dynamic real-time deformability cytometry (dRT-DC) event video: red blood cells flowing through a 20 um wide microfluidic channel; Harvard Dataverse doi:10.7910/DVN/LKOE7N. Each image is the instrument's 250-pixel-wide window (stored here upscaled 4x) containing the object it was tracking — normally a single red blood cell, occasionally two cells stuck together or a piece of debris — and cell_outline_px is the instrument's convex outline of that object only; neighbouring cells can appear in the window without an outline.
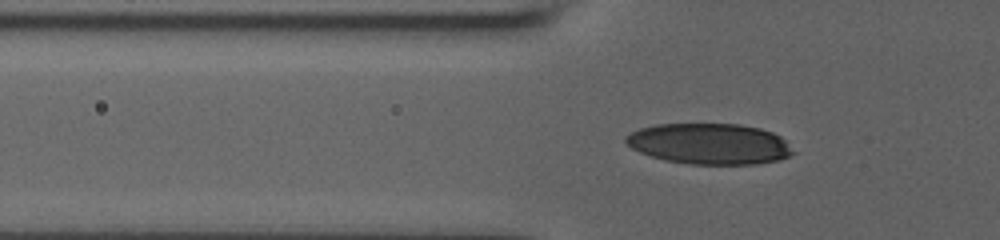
{"species": "human", "species_latin": "Homo sapiens", "temperature_condition": "room temperature", "stored_images_in_passage": 54, "camera_frame_rate_fps": 3000, "um_per_image_px": 0.085, "donor": {"sex": "male"}, "frame": {"image": 1, "passage_image": 22, "time_ms": 7.0, "image_size_px": [1000, 240], "cell_outline_px": [[796, 152], [780, 160], [756, 164], [688, 164], [664, 160], [640, 152], [632, 148], [624, 140], [624, 136], [640, 128], [656, 124], [740, 124], [760, 128], [772, 132], [780, 136]], "centroid_in_image_um": [60.31, 12.22], "position_along_channel_um": 65.5, "area_um2": 39.88}}
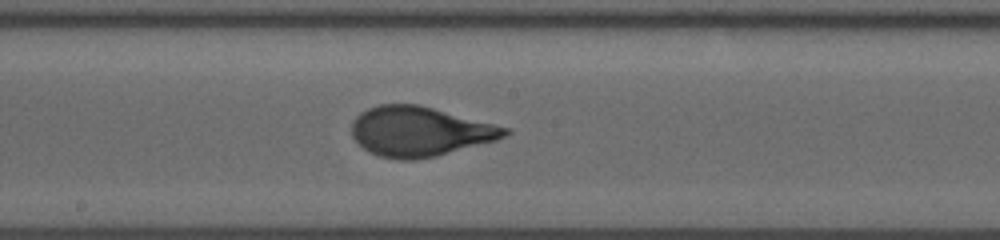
{"frame": {"image": 2, "passage_image": 34, "time_ms": 11.0, "image_size_px": [1000, 240], "cell_outline_px": [[512, 132], [496, 140], [436, 156], [412, 160], [396, 160], [380, 156], [368, 152], [352, 136], [352, 124], [356, 116], [360, 112], [368, 108], [380, 104], [420, 104], [512, 128]], "centroid_in_image_um": [35.7, 11.16], "position_along_channel_um": 212.5, "area_um2": 44.56}}
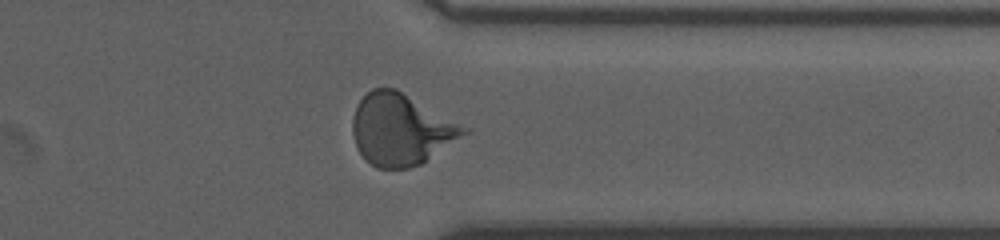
{"frame": {"image": 3, "passage_image": 47, "time_ms": 15.333, "image_size_px": [1000, 240], "cell_outline_px": [[472, 132], [420, 164], [408, 168], [376, 168], [360, 152], [356, 144], [352, 132], [352, 120], [356, 108], [360, 100], [372, 88], [396, 88], [472, 128]], "centroid_in_image_um": [34.16, 10.99], "position_along_channel_um": 377.2, "area_um2": 46.59}}